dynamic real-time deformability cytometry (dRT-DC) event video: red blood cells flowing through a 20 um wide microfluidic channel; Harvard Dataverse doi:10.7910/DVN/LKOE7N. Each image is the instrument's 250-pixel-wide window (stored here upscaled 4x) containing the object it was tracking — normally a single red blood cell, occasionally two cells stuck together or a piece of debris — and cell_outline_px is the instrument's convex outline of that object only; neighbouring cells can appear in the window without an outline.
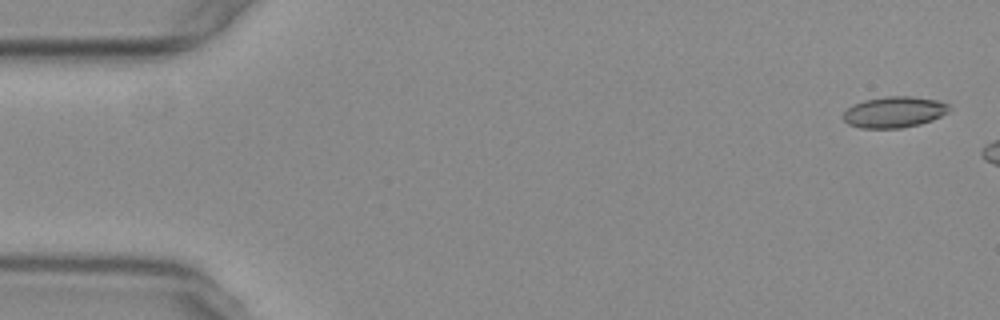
{"species": "common noctule bat (a hibernating species)", "species_latin": "Nyctalus noctula", "temperature_condition": "warm", "stored_images_in_passage": 7, "camera_frame_rate_fps": 3000, "um_per_image_px": 0.085, "animal": {"sex": "female", "body_mass_g": 29.2, "forearm_length_mm": 56.3}, "frame": {"image": 1, "passage_image": 2, "time_ms": 0.333, "image_size_px": [1000, 320], "cell_outline_px": [[952, 108], [948, 112], [932, 120], [920, 124], [900, 128], [860, 128], [848, 124], [844, 120], [844, 112], [852, 104], [864, 100], [884, 96], [916, 96], [936, 100], [948, 104]], "centroid_in_image_um": [76.01, 9.52], "position_along_channel_um": 9.0, "area_um2": 19.31}}